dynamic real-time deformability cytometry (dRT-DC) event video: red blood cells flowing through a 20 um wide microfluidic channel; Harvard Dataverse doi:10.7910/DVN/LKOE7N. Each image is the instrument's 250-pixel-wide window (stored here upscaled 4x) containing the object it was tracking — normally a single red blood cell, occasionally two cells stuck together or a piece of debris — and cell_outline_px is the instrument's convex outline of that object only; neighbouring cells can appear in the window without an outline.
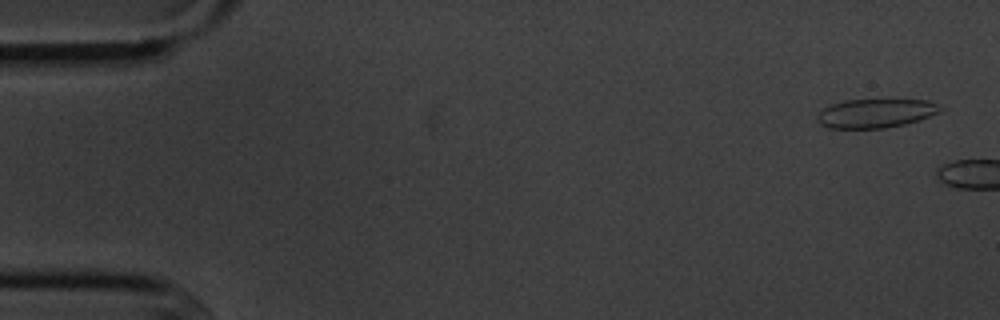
{"species": "common noctule bat (a hibernating species)", "species_latin": "Nyctalus noctula", "temperature_condition": "cold", "stored_images_in_passage": 2, "camera_frame_rate_fps": 3000, "um_per_image_px": 0.085, "animal": {"sex": "male", "body_mass_g": 20.1, "forearm_length_mm": 53.5}, "frame": {"image": 1, "passage_image": 1, "time_ms": 0.0, "image_size_px": [1000, 320], "cell_outline_px": [[944, 108], [940, 112], [920, 120], [904, 124], [884, 128], [828, 128], [820, 124], [816, 120], [820, 112], [828, 104], [844, 100], [928, 100], [940, 104]], "centroid_in_image_um": [74.45, 9.62], "position_along_channel_um": 10.6, "area_um2": 20.87}}